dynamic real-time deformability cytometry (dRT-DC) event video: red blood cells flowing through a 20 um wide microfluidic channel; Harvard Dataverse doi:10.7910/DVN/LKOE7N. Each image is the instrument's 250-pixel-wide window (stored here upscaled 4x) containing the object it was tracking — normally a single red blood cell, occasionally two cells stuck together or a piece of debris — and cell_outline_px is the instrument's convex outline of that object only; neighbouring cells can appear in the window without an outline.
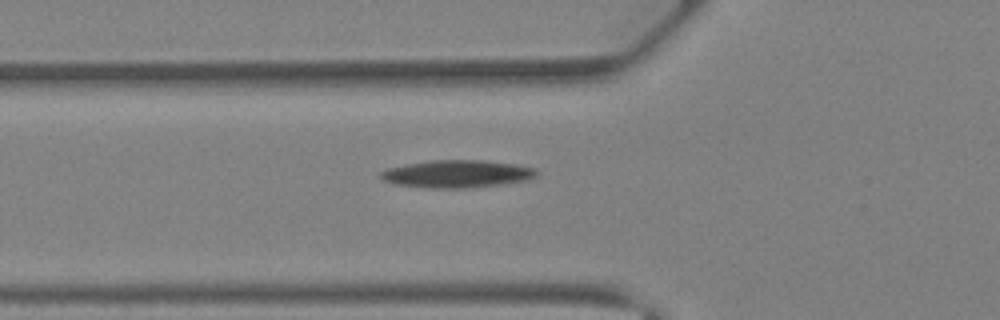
{"species": "Egyptian fruit bat (a non-hibernating species)", "species_latin": "Rousettus aegyptiacus", "temperature_condition": "warm", "stored_images_in_passage": 29, "camera_frame_rate_fps": 3000, "um_per_image_px": 0.085, "animal": {"sex": "female"}, "frame": {"image": 1, "passage_image": 2, "time_ms": 0.333, "image_size_px": [1000, 320], "cell_outline_px": [[540, 172], [536, 176], [528, 180], [500, 184], [460, 188], [424, 188], [392, 184], [384, 180], [380, 176], [380, 172], [388, 168], [404, 164], [432, 160], [484, 160], [512, 164], [536, 168]], "centroid_in_image_um": [38.82, 14.78], "position_along_channel_um": 87.0, "area_um2": 25.09}}
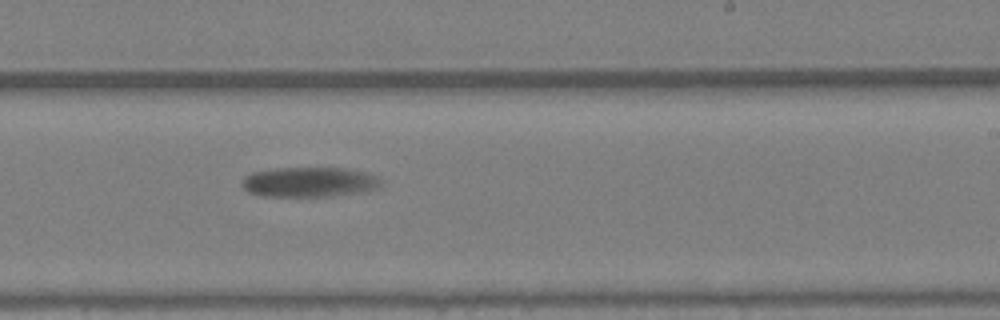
{"frame": {"image": 2, "passage_image": 13, "time_ms": 4.0, "image_size_px": [1000, 320], "cell_outline_px": [[384, 180], [376, 188], [360, 192], [332, 196], [264, 196], [248, 192], [240, 184], [240, 180], [244, 176], [252, 172], [276, 168], [344, 168], [368, 172]], "centroid_in_image_um": [26.26, 15.47], "position_along_channel_um": 262.7, "area_um2": 24.39}}
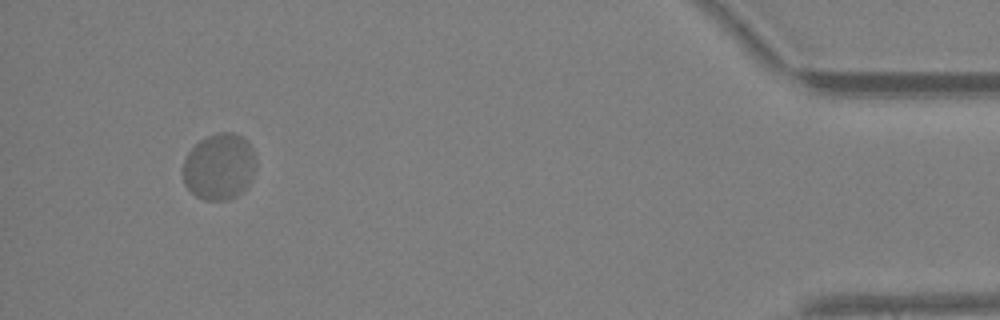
{"frame": {"image": 3, "passage_image": 27, "time_ms": 8.667, "image_size_px": [1000, 320], "cell_outline_px": [[256, 168], [248, 184], [236, 196], [228, 200], [204, 200], [196, 196], [184, 184], [184, 160], [188, 152], [204, 136], [216, 132], [232, 132], [240, 136], [252, 148], [256, 156]], "centroid_in_image_um": [18.64, 14.15], "position_along_channel_um": 416.6, "area_um2": 28.21}}